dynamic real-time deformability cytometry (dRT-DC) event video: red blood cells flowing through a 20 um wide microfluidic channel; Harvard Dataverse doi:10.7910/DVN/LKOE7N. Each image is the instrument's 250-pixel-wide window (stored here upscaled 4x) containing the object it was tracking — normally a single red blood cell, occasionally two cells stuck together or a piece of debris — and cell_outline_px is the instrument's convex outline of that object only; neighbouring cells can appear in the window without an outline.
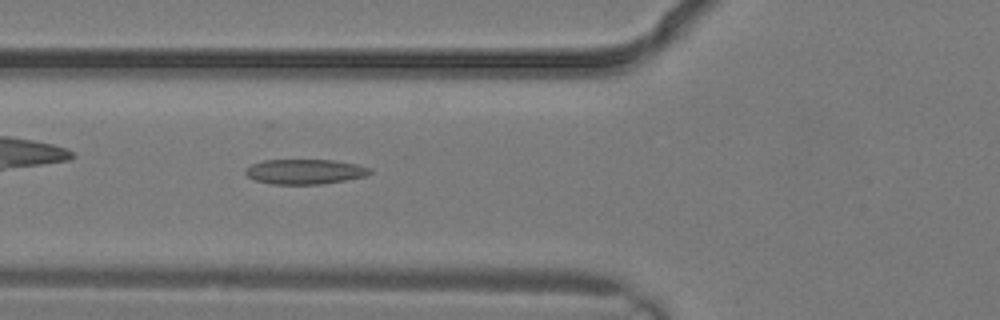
{"species": "common noctule bat (a hibernating species)", "species_latin": "Nyctalus noctula", "temperature_condition": "warm", "stored_images_in_passage": 2, "camera_frame_rate_fps": 3000, "um_per_image_px": 0.085, "animal": {"sex": "male", "body_mass_g": 19.2, "forearm_length_mm": 51.8}, "frame": {"image": 1, "passage_image": 2, "time_ms": 0.333, "image_size_px": [1000, 320], "cell_outline_px": [[372, 172], [364, 176], [344, 180], [320, 184], [272, 184], [252, 180], [244, 172], [244, 168], [252, 164], [264, 160], [332, 160], [356, 164], [372, 168]], "centroid_in_image_um": [25.87, 14.59], "position_along_channel_um": 99.9, "area_um2": 18.09}}